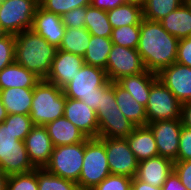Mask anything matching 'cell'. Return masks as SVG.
I'll use <instances>...</instances> for the list:
<instances>
[{
	"label": "cell",
	"instance_id": "836d02e7",
	"mask_svg": "<svg viewBox=\"0 0 191 190\" xmlns=\"http://www.w3.org/2000/svg\"><path fill=\"white\" fill-rule=\"evenodd\" d=\"M90 4V0H39V6L41 8L59 16L74 8L85 7Z\"/></svg>",
	"mask_w": 191,
	"mask_h": 190
},
{
	"label": "cell",
	"instance_id": "9c48e42d",
	"mask_svg": "<svg viewBox=\"0 0 191 190\" xmlns=\"http://www.w3.org/2000/svg\"><path fill=\"white\" fill-rule=\"evenodd\" d=\"M182 103L158 79L150 89L146 105L147 124L159 120L181 119Z\"/></svg>",
	"mask_w": 191,
	"mask_h": 190
},
{
	"label": "cell",
	"instance_id": "5bb4252c",
	"mask_svg": "<svg viewBox=\"0 0 191 190\" xmlns=\"http://www.w3.org/2000/svg\"><path fill=\"white\" fill-rule=\"evenodd\" d=\"M84 65L82 56L58 49L51 63V69L45 80L63 88Z\"/></svg>",
	"mask_w": 191,
	"mask_h": 190
},
{
	"label": "cell",
	"instance_id": "7bdbcfd3",
	"mask_svg": "<svg viewBox=\"0 0 191 190\" xmlns=\"http://www.w3.org/2000/svg\"><path fill=\"white\" fill-rule=\"evenodd\" d=\"M176 62L191 67V37L179 40Z\"/></svg>",
	"mask_w": 191,
	"mask_h": 190
},
{
	"label": "cell",
	"instance_id": "d6a6232c",
	"mask_svg": "<svg viewBox=\"0 0 191 190\" xmlns=\"http://www.w3.org/2000/svg\"><path fill=\"white\" fill-rule=\"evenodd\" d=\"M140 38V25H124L113 28L110 39L115 45L137 49Z\"/></svg>",
	"mask_w": 191,
	"mask_h": 190
},
{
	"label": "cell",
	"instance_id": "b9f144b4",
	"mask_svg": "<svg viewBox=\"0 0 191 190\" xmlns=\"http://www.w3.org/2000/svg\"><path fill=\"white\" fill-rule=\"evenodd\" d=\"M174 172L179 177L181 183L191 190V160L174 161Z\"/></svg>",
	"mask_w": 191,
	"mask_h": 190
},
{
	"label": "cell",
	"instance_id": "f6af8a7d",
	"mask_svg": "<svg viewBox=\"0 0 191 190\" xmlns=\"http://www.w3.org/2000/svg\"><path fill=\"white\" fill-rule=\"evenodd\" d=\"M90 1L94 7H97L105 11L114 9L115 7H118L125 3L124 0H90Z\"/></svg>",
	"mask_w": 191,
	"mask_h": 190
},
{
	"label": "cell",
	"instance_id": "2e32d148",
	"mask_svg": "<svg viewBox=\"0 0 191 190\" xmlns=\"http://www.w3.org/2000/svg\"><path fill=\"white\" fill-rule=\"evenodd\" d=\"M64 117L74 124L87 138H98L96 112L82 100L66 98Z\"/></svg>",
	"mask_w": 191,
	"mask_h": 190
},
{
	"label": "cell",
	"instance_id": "4dcf8cb0",
	"mask_svg": "<svg viewBox=\"0 0 191 190\" xmlns=\"http://www.w3.org/2000/svg\"><path fill=\"white\" fill-rule=\"evenodd\" d=\"M182 3L183 0H147L142 7L143 18L159 22Z\"/></svg>",
	"mask_w": 191,
	"mask_h": 190
},
{
	"label": "cell",
	"instance_id": "3957f363",
	"mask_svg": "<svg viewBox=\"0 0 191 190\" xmlns=\"http://www.w3.org/2000/svg\"><path fill=\"white\" fill-rule=\"evenodd\" d=\"M110 86L105 69L84 64L62 89L66 98L82 100L96 112L100 108L101 95Z\"/></svg>",
	"mask_w": 191,
	"mask_h": 190
},
{
	"label": "cell",
	"instance_id": "816d5d0a",
	"mask_svg": "<svg viewBox=\"0 0 191 190\" xmlns=\"http://www.w3.org/2000/svg\"><path fill=\"white\" fill-rule=\"evenodd\" d=\"M8 33L2 28L1 23H0V39L5 37Z\"/></svg>",
	"mask_w": 191,
	"mask_h": 190
},
{
	"label": "cell",
	"instance_id": "8992f818",
	"mask_svg": "<svg viewBox=\"0 0 191 190\" xmlns=\"http://www.w3.org/2000/svg\"><path fill=\"white\" fill-rule=\"evenodd\" d=\"M0 169L8 176L35 169L24 142L16 139V135L4 123L0 124Z\"/></svg>",
	"mask_w": 191,
	"mask_h": 190
},
{
	"label": "cell",
	"instance_id": "d6986e66",
	"mask_svg": "<svg viewBox=\"0 0 191 190\" xmlns=\"http://www.w3.org/2000/svg\"><path fill=\"white\" fill-rule=\"evenodd\" d=\"M126 140L138 162L158 156L156 140L147 125L135 126L130 135L126 137Z\"/></svg>",
	"mask_w": 191,
	"mask_h": 190
},
{
	"label": "cell",
	"instance_id": "cb8c5ba5",
	"mask_svg": "<svg viewBox=\"0 0 191 190\" xmlns=\"http://www.w3.org/2000/svg\"><path fill=\"white\" fill-rule=\"evenodd\" d=\"M41 79L16 62L0 71V89L34 88Z\"/></svg>",
	"mask_w": 191,
	"mask_h": 190
},
{
	"label": "cell",
	"instance_id": "83f0119b",
	"mask_svg": "<svg viewBox=\"0 0 191 190\" xmlns=\"http://www.w3.org/2000/svg\"><path fill=\"white\" fill-rule=\"evenodd\" d=\"M107 15L112 28H119L124 25H140L143 19V10L137 4L124 3L108 10Z\"/></svg>",
	"mask_w": 191,
	"mask_h": 190
},
{
	"label": "cell",
	"instance_id": "f1b7e54d",
	"mask_svg": "<svg viewBox=\"0 0 191 190\" xmlns=\"http://www.w3.org/2000/svg\"><path fill=\"white\" fill-rule=\"evenodd\" d=\"M90 38L91 34L87 31L85 27L66 28L58 49L83 57L89 45Z\"/></svg>",
	"mask_w": 191,
	"mask_h": 190
},
{
	"label": "cell",
	"instance_id": "ac0fdd59",
	"mask_svg": "<svg viewBox=\"0 0 191 190\" xmlns=\"http://www.w3.org/2000/svg\"><path fill=\"white\" fill-rule=\"evenodd\" d=\"M173 171L174 161L158 155L139 162L135 177L152 186L162 187Z\"/></svg>",
	"mask_w": 191,
	"mask_h": 190
},
{
	"label": "cell",
	"instance_id": "ab89813d",
	"mask_svg": "<svg viewBox=\"0 0 191 190\" xmlns=\"http://www.w3.org/2000/svg\"><path fill=\"white\" fill-rule=\"evenodd\" d=\"M86 6L78 7L64 13L61 16L62 23L66 28H83L85 27Z\"/></svg>",
	"mask_w": 191,
	"mask_h": 190
},
{
	"label": "cell",
	"instance_id": "8d00e7d4",
	"mask_svg": "<svg viewBox=\"0 0 191 190\" xmlns=\"http://www.w3.org/2000/svg\"><path fill=\"white\" fill-rule=\"evenodd\" d=\"M122 114L115 99V82L101 95L100 108L96 111L97 117L105 115Z\"/></svg>",
	"mask_w": 191,
	"mask_h": 190
},
{
	"label": "cell",
	"instance_id": "7c38bea8",
	"mask_svg": "<svg viewBox=\"0 0 191 190\" xmlns=\"http://www.w3.org/2000/svg\"><path fill=\"white\" fill-rule=\"evenodd\" d=\"M158 149V155L175 161L177 159L179 138L182 130L181 119L159 120L148 123Z\"/></svg>",
	"mask_w": 191,
	"mask_h": 190
},
{
	"label": "cell",
	"instance_id": "6da1fadb",
	"mask_svg": "<svg viewBox=\"0 0 191 190\" xmlns=\"http://www.w3.org/2000/svg\"><path fill=\"white\" fill-rule=\"evenodd\" d=\"M178 42L160 22L142 19L137 51L147 71L158 74L176 62Z\"/></svg>",
	"mask_w": 191,
	"mask_h": 190
},
{
	"label": "cell",
	"instance_id": "c3c4849f",
	"mask_svg": "<svg viewBox=\"0 0 191 190\" xmlns=\"http://www.w3.org/2000/svg\"><path fill=\"white\" fill-rule=\"evenodd\" d=\"M7 179H8V175H6L0 169V190H6V188H7Z\"/></svg>",
	"mask_w": 191,
	"mask_h": 190
},
{
	"label": "cell",
	"instance_id": "60d3db41",
	"mask_svg": "<svg viewBox=\"0 0 191 190\" xmlns=\"http://www.w3.org/2000/svg\"><path fill=\"white\" fill-rule=\"evenodd\" d=\"M191 160V129L182 126L179 138V148L175 161Z\"/></svg>",
	"mask_w": 191,
	"mask_h": 190
},
{
	"label": "cell",
	"instance_id": "74e56055",
	"mask_svg": "<svg viewBox=\"0 0 191 190\" xmlns=\"http://www.w3.org/2000/svg\"><path fill=\"white\" fill-rule=\"evenodd\" d=\"M133 178L110 174L92 190H131Z\"/></svg>",
	"mask_w": 191,
	"mask_h": 190
},
{
	"label": "cell",
	"instance_id": "f35d334b",
	"mask_svg": "<svg viewBox=\"0 0 191 190\" xmlns=\"http://www.w3.org/2000/svg\"><path fill=\"white\" fill-rule=\"evenodd\" d=\"M15 35L0 39V71L15 62Z\"/></svg>",
	"mask_w": 191,
	"mask_h": 190
},
{
	"label": "cell",
	"instance_id": "bcb514c9",
	"mask_svg": "<svg viewBox=\"0 0 191 190\" xmlns=\"http://www.w3.org/2000/svg\"><path fill=\"white\" fill-rule=\"evenodd\" d=\"M181 122L182 126L191 129V101L181 105Z\"/></svg>",
	"mask_w": 191,
	"mask_h": 190
},
{
	"label": "cell",
	"instance_id": "681fc988",
	"mask_svg": "<svg viewBox=\"0 0 191 190\" xmlns=\"http://www.w3.org/2000/svg\"><path fill=\"white\" fill-rule=\"evenodd\" d=\"M7 111L2 103V99L0 97V124L4 122V120L7 118Z\"/></svg>",
	"mask_w": 191,
	"mask_h": 190
},
{
	"label": "cell",
	"instance_id": "f907efd6",
	"mask_svg": "<svg viewBox=\"0 0 191 190\" xmlns=\"http://www.w3.org/2000/svg\"><path fill=\"white\" fill-rule=\"evenodd\" d=\"M147 0H124L125 3H133V4H137L141 7H143V5L146 3Z\"/></svg>",
	"mask_w": 191,
	"mask_h": 190
},
{
	"label": "cell",
	"instance_id": "ffe728a7",
	"mask_svg": "<svg viewBox=\"0 0 191 190\" xmlns=\"http://www.w3.org/2000/svg\"><path fill=\"white\" fill-rule=\"evenodd\" d=\"M158 80L157 74L145 70L143 73L122 77L117 83L146 107L151 86Z\"/></svg>",
	"mask_w": 191,
	"mask_h": 190
},
{
	"label": "cell",
	"instance_id": "d4e9b609",
	"mask_svg": "<svg viewBox=\"0 0 191 190\" xmlns=\"http://www.w3.org/2000/svg\"><path fill=\"white\" fill-rule=\"evenodd\" d=\"M178 40L191 37V11L185 3L159 21Z\"/></svg>",
	"mask_w": 191,
	"mask_h": 190
},
{
	"label": "cell",
	"instance_id": "44dd1931",
	"mask_svg": "<svg viewBox=\"0 0 191 190\" xmlns=\"http://www.w3.org/2000/svg\"><path fill=\"white\" fill-rule=\"evenodd\" d=\"M54 145H69L84 142L87 137L64 116L45 125Z\"/></svg>",
	"mask_w": 191,
	"mask_h": 190
},
{
	"label": "cell",
	"instance_id": "7dc6e473",
	"mask_svg": "<svg viewBox=\"0 0 191 190\" xmlns=\"http://www.w3.org/2000/svg\"><path fill=\"white\" fill-rule=\"evenodd\" d=\"M131 190H162V187L152 186L134 177Z\"/></svg>",
	"mask_w": 191,
	"mask_h": 190
},
{
	"label": "cell",
	"instance_id": "f546056e",
	"mask_svg": "<svg viewBox=\"0 0 191 190\" xmlns=\"http://www.w3.org/2000/svg\"><path fill=\"white\" fill-rule=\"evenodd\" d=\"M85 28L91 35L101 37H111L113 30L107 11L94 7L92 4L86 6Z\"/></svg>",
	"mask_w": 191,
	"mask_h": 190
},
{
	"label": "cell",
	"instance_id": "7402d4cb",
	"mask_svg": "<svg viewBox=\"0 0 191 190\" xmlns=\"http://www.w3.org/2000/svg\"><path fill=\"white\" fill-rule=\"evenodd\" d=\"M34 88L13 87L0 89V97L7 114L29 115Z\"/></svg>",
	"mask_w": 191,
	"mask_h": 190
},
{
	"label": "cell",
	"instance_id": "e0dca14e",
	"mask_svg": "<svg viewBox=\"0 0 191 190\" xmlns=\"http://www.w3.org/2000/svg\"><path fill=\"white\" fill-rule=\"evenodd\" d=\"M49 44L60 46L66 27L62 23L61 16L37 7L31 28Z\"/></svg>",
	"mask_w": 191,
	"mask_h": 190
},
{
	"label": "cell",
	"instance_id": "603a6c76",
	"mask_svg": "<svg viewBox=\"0 0 191 190\" xmlns=\"http://www.w3.org/2000/svg\"><path fill=\"white\" fill-rule=\"evenodd\" d=\"M115 99L119 110L134 126H146V108L115 82Z\"/></svg>",
	"mask_w": 191,
	"mask_h": 190
},
{
	"label": "cell",
	"instance_id": "5b68a950",
	"mask_svg": "<svg viewBox=\"0 0 191 190\" xmlns=\"http://www.w3.org/2000/svg\"><path fill=\"white\" fill-rule=\"evenodd\" d=\"M105 149V138H87L83 166L78 180L81 190H92L110 175Z\"/></svg>",
	"mask_w": 191,
	"mask_h": 190
},
{
	"label": "cell",
	"instance_id": "1f68e13d",
	"mask_svg": "<svg viewBox=\"0 0 191 190\" xmlns=\"http://www.w3.org/2000/svg\"><path fill=\"white\" fill-rule=\"evenodd\" d=\"M39 190H80L78 183L51 174L44 168H37Z\"/></svg>",
	"mask_w": 191,
	"mask_h": 190
},
{
	"label": "cell",
	"instance_id": "ba28073f",
	"mask_svg": "<svg viewBox=\"0 0 191 190\" xmlns=\"http://www.w3.org/2000/svg\"><path fill=\"white\" fill-rule=\"evenodd\" d=\"M39 0H0V23L8 34L31 29Z\"/></svg>",
	"mask_w": 191,
	"mask_h": 190
},
{
	"label": "cell",
	"instance_id": "e575fe53",
	"mask_svg": "<svg viewBox=\"0 0 191 190\" xmlns=\"http://www.w3.org/2000/svg\"><path fill=\"white\" fill-rule=\"evenodd\" d=\"M16 135V139L24 141L34 126L29 115L9 114L3 122Z\"/></svg>",
	"mask_w": 191,
	"mask_h": 190
},
{
	"label": "cell",
	"instance_id": "277c9868",
	"mask_svg": "<svg viewBox=\"0 0 191 190\" xmlns=\"http://www.w3.org/2000/svg\"><path fill=\"white\" fill-rule=\"evenodd\" d=\"M66 97L63 89L54 83L41 79L34 87L30 118L33 125L45 126L64 116Z\"/></svg>",
	"mask_w": 191,
	"mask_h": 190
},
{
	"label": "cell",
	"instance_id": "52a82bcc",
	"mask_svg": "<svg viewBox=\"0 0 191 190\" xmlns=\"http://www.w3.org/2000/svg\"><path fill=\"white\" fill-rule=\"evenodd\" d=\"M85 141L56 146L44 169L61 178L78 182L83 166Z\"/></svg>",
	"mask_w": 191,
	"mask_h": 190
},
{
	"label": "cell",
	"instance_id": "f5cc1de1",
	"mask_svg": "<svg viewBox=\"0 0 191 190\" xmlns=\"http://www.w3.org/2000/svg\"><path fill=\"white\" fill-rule=\"evenodd\" d=\"M184 3L188 6L191 11V0H185Z\"/></svg>",
	"mask_w": 191,
	"mask_h": 190
},
{
	"label": "cell",
	"instance_id": "7a4b0ae2",
	"mask_svg": "<svg viewBox=\"0 0 191 190\" xmlns=\"http://www.w3.org/2000/svg\"><path fill=\"white\" fill-rule=\"evenodd\" d=\"M58 48L32 29L15 35V62L45 79Z\"/></svg>",
	"mask_w": 191,
	"mask_h": 190
},
{
	"label": "cell",
	"instance_id": "4316f807",
	"mask_svg": "<svg viewBox=\"0 0 191 190\" xmlns=\"http://www.w3.org/2000/svg\"><path fill=\"white\" fill-rule=\"evenodd\" d=\"M112 46L113 43L110 37L91 35L86 53L83 56L84 64L106 69Z\"/></svg>",
	"mask_w": 191,
	"mask_h": 190
},
{
	"label": "cell",
	"instance_id": "8fae6325",
	"mask_svg": "<svg viewBox=\"0 0 191 190\" xmlns=\"http://www.w3.org/2000/svg\"><path fill=\"white\" fill-rule=\"evenodd\" d=\"M105 149L111 174L136 176L139 162L126 138H105Z\"/></svg>",
	"mask_w": 191,
	"mask_h": 190
},
{
	"label": "cell",
	"instance_id": "ee69618b",
	"mask_svg": "<svg viewBox=\"0 0 191 190\" xmlns=\"http://www.w3.org/2000/svg\"><path fill=\"white\" fill-rule=\"evenodd\" d=\"M162 190H188L173 171L162 185Z\"/></svg>",
	"mask_w": 191,
	"mask_h": 190
},
{
	"label": "cell",
	"instance_id": "484cf974",
	"mask_svg": "<svg viewBox=\"0 0 191 190\" xmlns=\"http://www.w3.org/2000/svg\"><path fill=\"white\" fill-rule=\"evenodd\" d=\"M97 121L98 137L100 138H126L135 128L123 114L97 117Z\"/></svg>",
	"mask_w": 191,
	"mask_h": 190
},
{
	"label": "cell",
	"instance_id": "30bf717a",
	"mask_svg": "<svg viewBox=\"0 0 191 190\" xmlns=\"http://www.w3.org/2000/svg\"><path fill=\"white\" fill-rule=\"evenodd\" d=\"M145 70L137 49L113 44L105 69L109 81L117 82L122 77L140 74Z\"/></svg>",
	"mask_w": 191,
	"mask_h": 190
},
{
	"label": "cell",
	"instance_id": "9a60e30c",
	"mask_svg": "<svg viewBox=\"0 0 191 190\" xmlns=\"http://www.w3.org/2000/svg\"><path fill=\"white\" fill-rule=\"evenodd\" d=\"M23 142L32 165L35 168H44L54 149L46 127L34 125Z\"/></svg>",
	"mask_w": 191,
	"mask_h": 190
},
{
	"label": "cell",
	"instance_id": "4fadbf2b",
	"mask_svg": "<svg viewBox=\"0 0 191 190\" xmlns=\"http://www.w3.org/2000/svg\"><path fill=\"white\" fill-rule=\"evenodd\" d=\"M157 77L182 104L191 101V67L174 62Z\"/></svg>",
	"mask_w": 191,
	"mask_h": 190
},
{
	"label": "cell",
	"instance_id": "d590c367",
	"mask_svg": "<svg viewBox=\"0 0 191 190\" xmlns=\"http://www.w3.org/2000/svg\"><path fill=\"white\" fill-rule=\"evenodd\" d=\"M6 190H39L37 168L27 173L9 175Z\"/></svg>",
	"mask_w": 191,
	"mask_h": 190
}]
</instances>
